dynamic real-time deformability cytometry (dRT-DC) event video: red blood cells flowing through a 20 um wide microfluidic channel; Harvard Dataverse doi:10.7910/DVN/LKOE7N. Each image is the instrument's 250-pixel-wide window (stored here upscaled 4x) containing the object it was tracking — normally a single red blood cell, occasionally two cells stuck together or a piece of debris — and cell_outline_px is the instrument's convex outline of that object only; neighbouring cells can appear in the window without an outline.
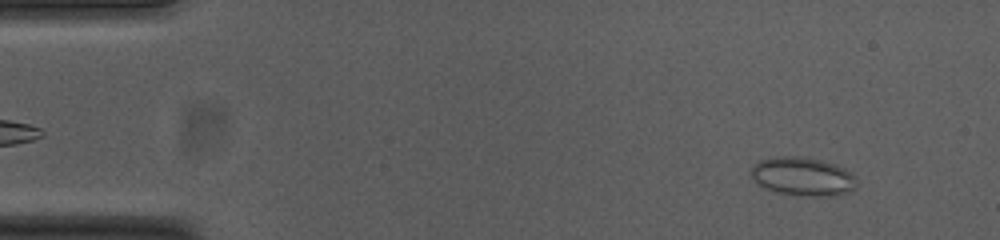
{"species": "common noctule bat (a hibernating species)", "species_latin": "Nyctalus noctula", "temperature_condition": "cold", "stored_images_in_passage": 13, "camera_frame_rate_fps": 3000, "um_per_image_px": 0.085, "animal": {"sex": "female", "body_mass_g": 23.0, "forearm_length_mm": 53.4}, "frame": {"image": 1, "passage_image": 4, "time_ms": 1.0, "image_size_px": [1000, 240], "cell_outline_px": [[856, 188], [848, 192], [832, 196], [792, 196], [768, 188], [760, 184], [752, 176], [752, 164], [760, 160], [772, 156], [808, 156], [824, 160], [836, 164], [852, 172], [856, 176]], "centroid_in_image_um": [68.29, 14.98], "position_along_channel_um": 16.7, "area_um2": 24.1}}